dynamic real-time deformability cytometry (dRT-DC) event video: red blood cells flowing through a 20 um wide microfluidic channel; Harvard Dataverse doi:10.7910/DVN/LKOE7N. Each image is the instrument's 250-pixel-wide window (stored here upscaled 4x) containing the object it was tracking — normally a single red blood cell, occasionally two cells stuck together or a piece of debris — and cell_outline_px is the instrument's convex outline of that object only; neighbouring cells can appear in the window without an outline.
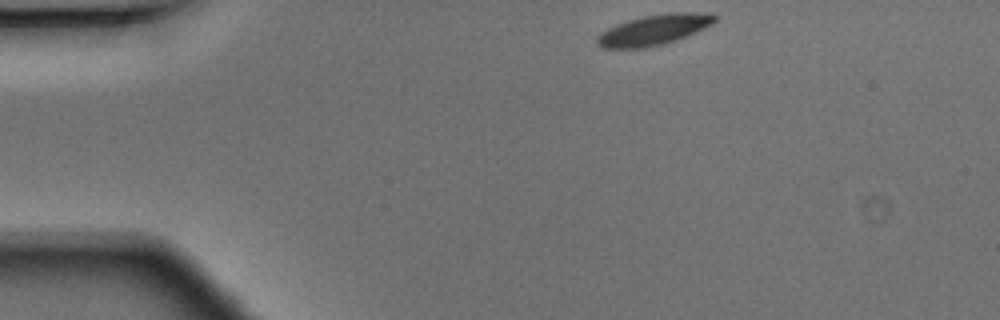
{"species": "Egyptian fruit bat (a non-hibernating species)", "species_latin": "Rousettus aegyptiacus", "temperature_condition": "warm", "stored_images_in_passage": 41, "camera_frame_rate_fps": 3000, "um_per_image_px": 0.085, "animal": {"sex": "male"}, "frame": {"image": 1, "passage_image": 1, "time_ms": 0.0, "image_size_px": [1000, 320], "cell_outline_px": [[716, 20], [712, 24], [704, 28], [676, 40], [664, 44], [644, 48], [600, 48], [596, 44], [596, 36], [600, 32], [616, 24], [628, 20], [644, 16], [668, 12], [692, 12], [716, 16]], "centroid_in_image_um": [55.51, 2.55], "position_along_channel_um": 29.5, "area_um2": 20.75}}
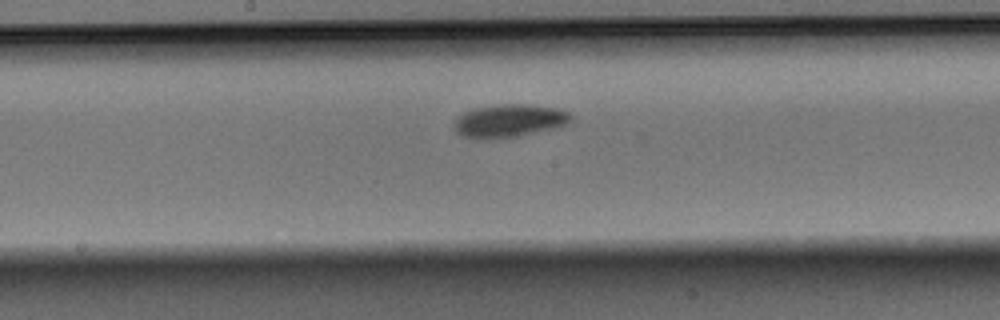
{"frame": {"image": 2, "passage_image": 18, "time_ms": 5.667, "image_size_px": [1000, 320], "cell_outline_px": [[572, 120], [568, 124], [520, 136], [464, 136], [456, 132], [452, 128], [456, 120], [464, 112], [476, 108], [500, 104], [528, 104], [552, 108], [568, 112], [572, 116]], "centroid_in_image_um": [43.32, 10.23], "position_along_channel_um": 204.9, "area_um2": 21.5}}
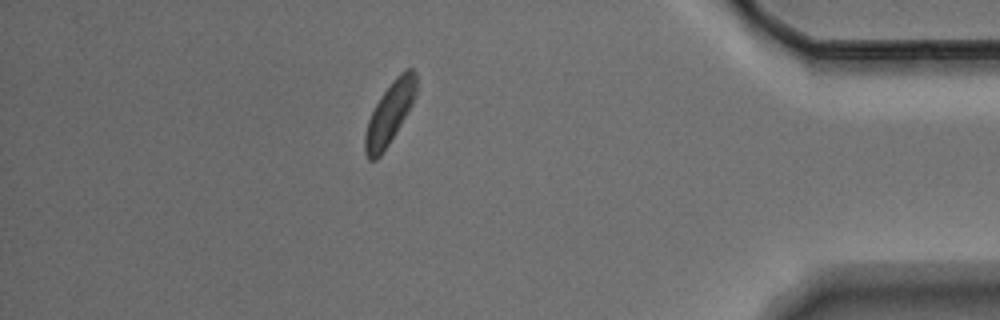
{"frame": {"image": 3, "passage_image": 35, "time_ms": 11.333, "image_size_px": [1000, 320], "cell_outline_px": [[416, 96], [412, 104], [388, 144], [380, 156], [376, 160], [368, 160], [364, 152], [364, 136], [368, 120], [380, 96], [392, 80], [404, 68], [412, 68], [416, 72]], "centroid_in_image_um": [33.11, 9.6], "position_along_channel_um": 402.1, "area_um2": 18.32}}